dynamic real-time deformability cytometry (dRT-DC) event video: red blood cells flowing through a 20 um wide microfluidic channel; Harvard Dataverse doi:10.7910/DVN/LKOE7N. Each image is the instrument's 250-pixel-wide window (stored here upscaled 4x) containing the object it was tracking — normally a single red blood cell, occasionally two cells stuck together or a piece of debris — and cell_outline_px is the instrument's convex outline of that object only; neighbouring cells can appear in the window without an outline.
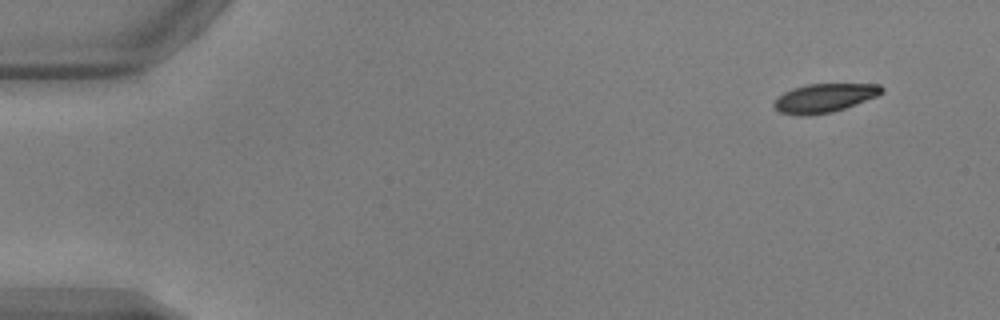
{"species": "common noctule bat (a hibernating species)", "species_latin": "Nyctalus noctula", "temperature_condition": "warm", "stored_images_in_passage": 51, "segment_of_instrument_passage": [1, 2], "camera_frame_rate_fps": 3000, "um_per_image_px": 0.085, "animal": {"sex": "male", "body_mass_g": 17.9, "forearm_length_mm": 54.2}, "frame": {"image": 1, "passage_image": 1, "time_ms": 0.0, "image_size_px": [1000, 320], "cell_outline_px": [[884, 92], [876, 96], [844, 108], [832, 112], [808, 116], [796, 116], [780, 112], [772, 104], [784, 92], [792, 88], [808, 84], [880, 84], [884, 88]], "centroid_in_image_um": [70.06, 8.33], "position_along_channel_um": 14.9, "area_um2": 17.98}}
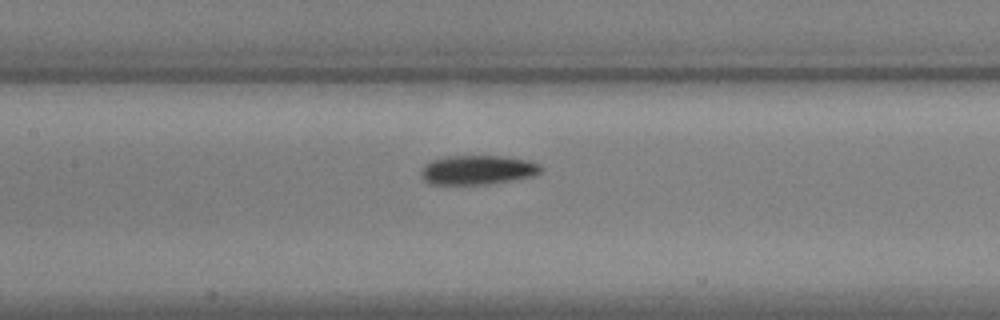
{"frame": {"image": 2, "passage_image": 22, "time_ms": 7.0, "image_size_px": [1000, 320], "cell_outline_px": [[544, 168], [536, 176], [492, 184], [428, 184], [420, 176], [420, 172], [424, 164], [432, 160], [452, 156], [500, 156], [528, 160], [540, 164]], "centroid_in_image_um": [40.62, 14.45], "position_along_channel_um": 166.8, "area_um2": 20.69}}
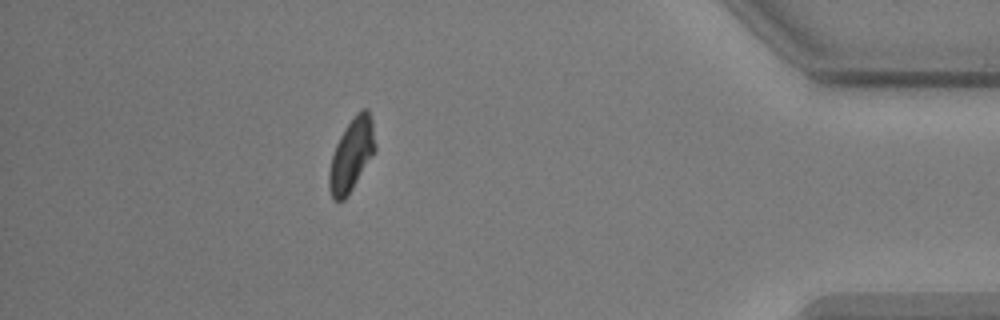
{"frame": {"image": 3, "passage_image": 44, "time_ms": 14.333, "image_size_px": [1000, 320], "cell_outline_px": [[376, 152], [348, 196], [344, 200], [332, 200], [328, 188], [328, 172], [332, 156], [336, 144], [344, 128], [356, 112], [360, 108], [368, 108], [372, 120], [376, 148]], "centroid_in_image_um": [29.88, 13.16], "position_along_channel_um": 405.3, "area_um2": 19.94}}